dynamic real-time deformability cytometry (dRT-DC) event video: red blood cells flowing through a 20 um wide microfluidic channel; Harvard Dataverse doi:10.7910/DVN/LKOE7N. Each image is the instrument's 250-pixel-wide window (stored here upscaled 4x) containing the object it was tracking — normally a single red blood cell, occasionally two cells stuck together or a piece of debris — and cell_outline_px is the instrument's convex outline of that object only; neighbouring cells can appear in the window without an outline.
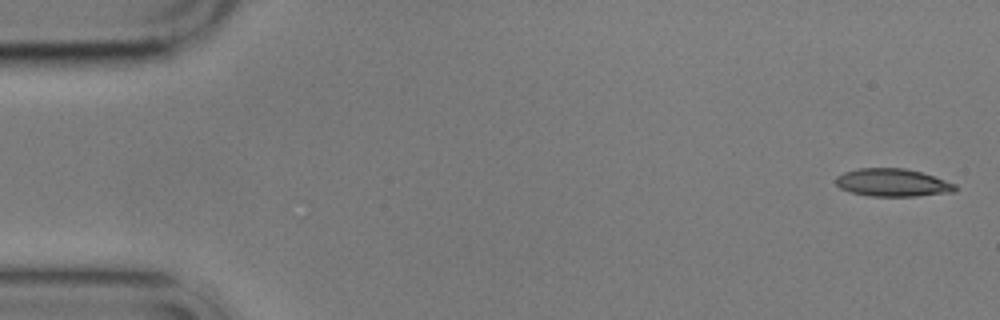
{"species": "common noctule bat (a hibernating species)", "species_latin": "Nyctalus noctula", "temperature_condition": "cold", "stored_images_in_passage": 5, "camera_frame_rate_fps": 3000, "um_per_image_px": 0.085, "animal": {"sex": "male", "body_mass_g": 17.9}, "frame": {"image": 1, "passage_image": 1, "time_ms": 0.0, "image_size_px": [1000, 320], "cell_outline_px": [[960, 188], [956, 192], [916, 196], [868, 196], [852, 192], [840, 188], [836, 184], [836, 176], [844, 172], [860, 168], [904, 168], [920, 172], [956, 184]], "centroid_in_image_um": [75.9, 15.53], "position_along_channel_um": 9.1, "area_um2": 19.36}}
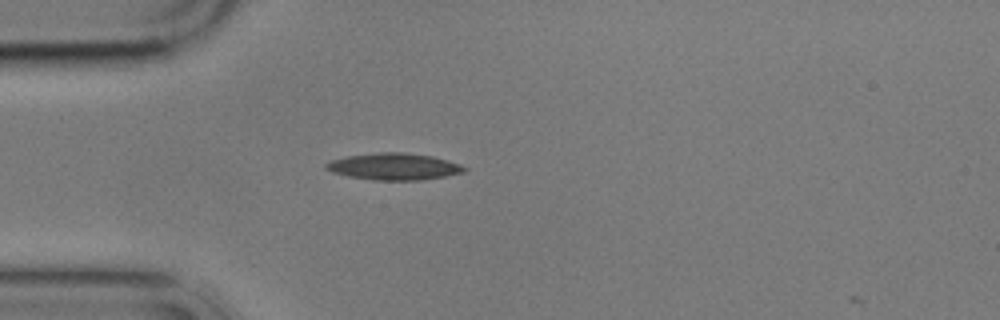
{"frame": {"image": 2, "passage_image": 5, "time_ms": 4.667, "image_size_px": [1000, 320], "cell_outline_px": [[468, 172], [420, 180], [372, 180], [348, 176], [332, 172], [324, 168], [324, 164], [332, 160], [344, 156], [376, 152], [404, 152], [432, 156], [448, 160], [460, 164], [468, 168]], "centroid_in_image_um": [33.49, 14.15], "position_along_channel_um": 51.5, "area_um2": 21.79}}